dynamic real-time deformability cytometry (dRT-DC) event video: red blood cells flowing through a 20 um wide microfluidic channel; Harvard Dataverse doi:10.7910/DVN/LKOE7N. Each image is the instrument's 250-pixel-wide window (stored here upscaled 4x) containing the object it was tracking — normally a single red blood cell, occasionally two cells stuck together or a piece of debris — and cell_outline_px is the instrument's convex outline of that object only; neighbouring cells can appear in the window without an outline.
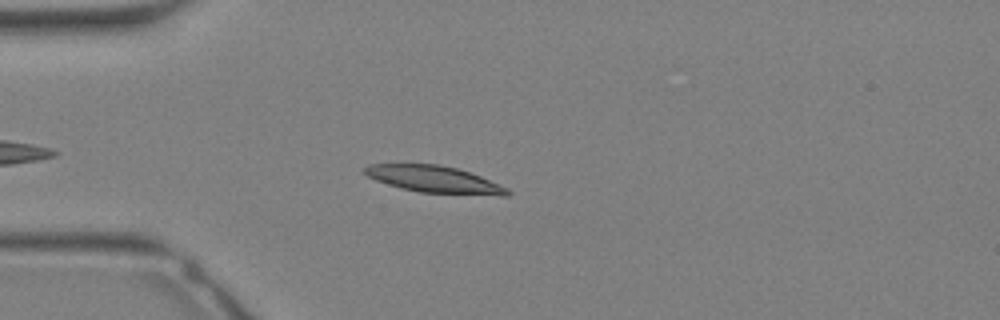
{"species": "Egyptian fruit bat (a non-hibernating species)", "species_latin": "Rousettus aegyptiacus", "temperature_condition": "warm", "stored_images_in_passage": 25, "camera_frame_rate_fps": 3000, "um_per_image_px": 0.085, "animal": {"sex": "female"}, "frame": {"image": 1, "passage_image": 4, "time_ms": 1.0, "image_size_px": [1000, 320], "cell_outline_px": [[512, 192], [508, 196], [500, 196], [420, 192], [400, 188], [376, 180], [368, 176], [364, 172], [364, 168], [368, 164], [436, 164], [456, 168], [480, 176], [508, 188]], "centroid_in_image_um": [36.94, 15.25], "position_along_channel_um": 48.1, "area_um2": 22.25}}
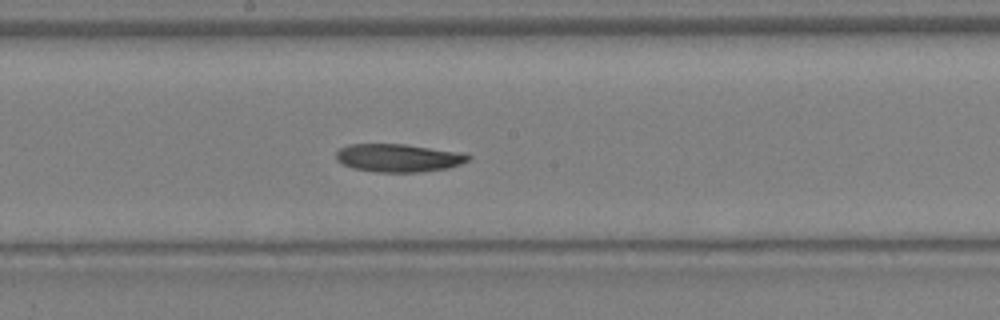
{"frame": {"image": 2, "passage_image": 13, "time_ms": 4.0, "image_size_px": [1000, 320], "cell_outline_px": [[472, 156], [468, 160], [460, 164], [448, 168], [420, 172], [376, 172], [352, 168], [336, 160], [336, 152], [340, 148], [348, 144], [404, 144], [468, 152]], "centroid_in_image_um": [33.92, 13.41], "position_along_channel_um": 214.3, "area_um2": 21.91}}
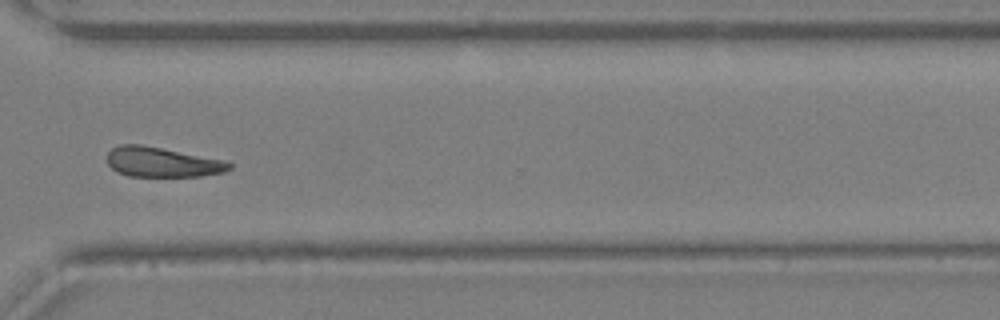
{"frame": {"image": 3, "passage_image": 20, "time_ms": 6.333, "image_size_px": [1000, 320], "cell_outline_px": [[232, 168], [224, 172], [200, 176], [128, 176], [116, 172], [108, 164], [108, 152], [112, 148], [120, 144], [140, 144], [228, 160], [232, 164]], "centroid_in_image_um": [13.81, 13.78], "position_along_channel_um": 356.8, "area_um2": 21.44}}